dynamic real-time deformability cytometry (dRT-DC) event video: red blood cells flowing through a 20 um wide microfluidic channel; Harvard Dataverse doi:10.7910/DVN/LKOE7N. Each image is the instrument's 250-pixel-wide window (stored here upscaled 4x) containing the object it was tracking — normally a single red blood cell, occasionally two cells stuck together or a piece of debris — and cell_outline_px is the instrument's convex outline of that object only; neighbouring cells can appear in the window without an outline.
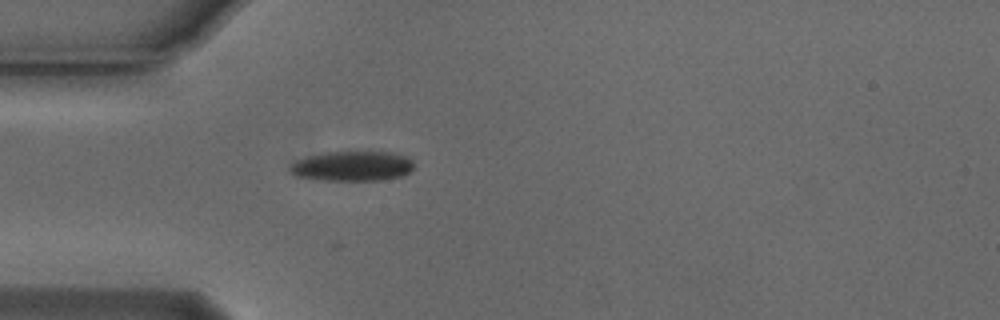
{"species": "Egyptian fruit bat (a non-hibernating species)", "species_latin": "Rousettus aegyptiacus", "temperature_condition": "cold", "stored_images_in_passage": 32, "camera_frame_rate_fps": 3000, "um_per_image_px": 0.085, "animal": {"sex": "male"}, "frame": {"image": 1, "passage_image": 3, "time_ms": 0.667, "image_size_px": [1000, 320], "cell_outline_px": [[412, 168], [404, 176], [380, 180], [316, 180], [296, 176], [288, 168], [296, 160], [324, 152], [388, 152], [408, 156], [412, 160]], "centroid_in_image_um": [29.94, 14.12], "position_along_channel_um": 55.1, "area_um2": 21.56}}
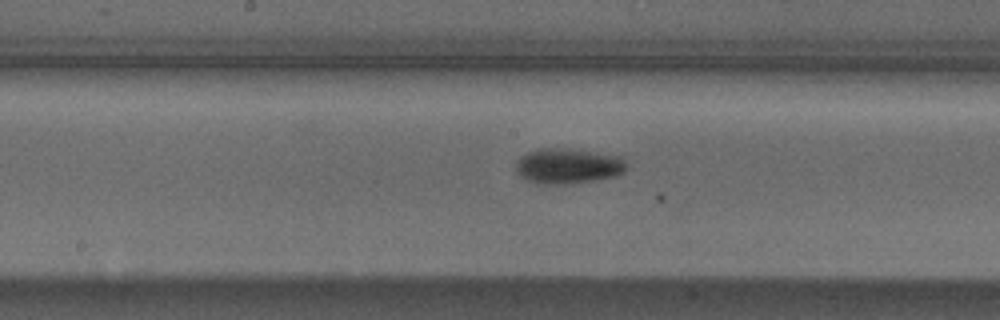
{"frame": {"image": 2, "passage_image": 15, "time_ms": 4.667, "image_size_px": [1000, 320], "cell_outline_px": [[628, 168], [624, 172], [616, 176], [572, 184], [536, 184], [520, 176], [516, 172], [516, 160], [520, 156], [528, 152], [540, 148], [564, 148], [620, 156], [624, 160]], "centroid_in_image_um": [48.26, 14.12], "position_along_channel_um": 199.9, "area_um2": 22.95}}
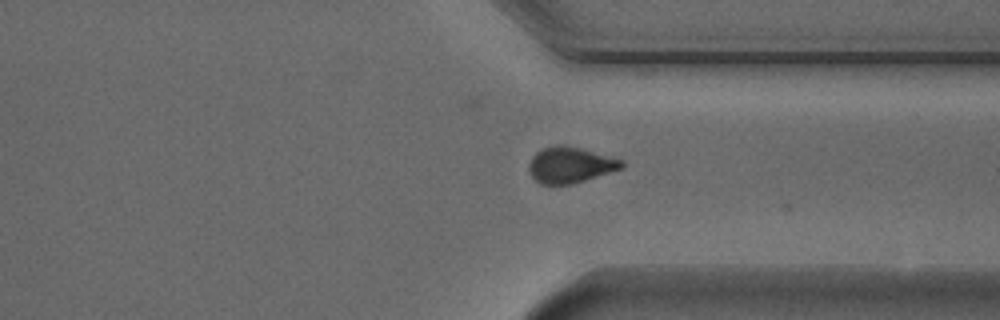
{"frame": {"image": 3, "passage_image": 28, "time_ms": 9.0, "image_size_px": [1000, 320], "cell_outline_px": [[624, 168], [572, 184], [540, 184], [528, 172], [528, 164], [532, 156], [536, 152], [544, 148], [556, 144], [564, 144], [580, 148], [624, 160]], "centroid_in_image_um": [48.46, 14.01], "position_along_channel_um": 362.9, "area_um2": 19.54}, "authors_computed_cell_mechanics": {"area_um2": 21.5016, "velocity_mm_per_s": 3.7665, "shape_relaxation_time_tau1_ms": 2.782, "shape_relaxation_time_tau2_ms": 8.0257, "deformation_change_tau1": 0.1249, "deformation_change_tau2": 0.128}}